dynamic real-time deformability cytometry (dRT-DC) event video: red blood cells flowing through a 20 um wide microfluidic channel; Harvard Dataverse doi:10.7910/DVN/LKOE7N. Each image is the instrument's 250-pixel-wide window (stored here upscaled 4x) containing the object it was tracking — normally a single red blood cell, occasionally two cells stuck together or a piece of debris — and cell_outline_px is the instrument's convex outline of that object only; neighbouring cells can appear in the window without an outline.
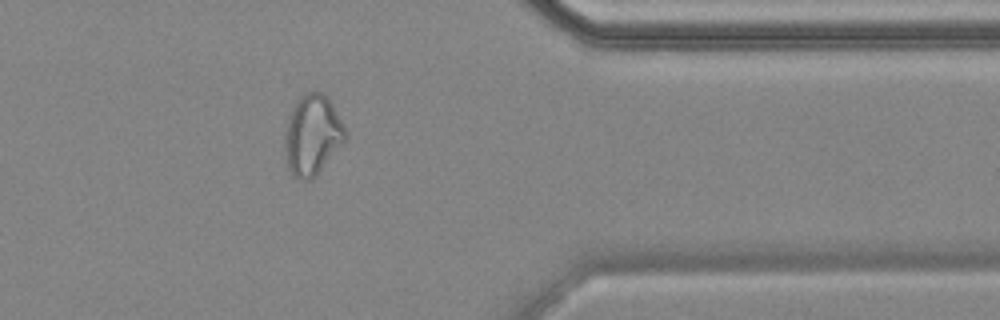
{"species": "common noctule bat (a hibernating species)", "species_latin": "Nyctalus noctula", "temperature_condition": "cold", "stored_images_in_passage": 13, "camera_frame_rate_fps": 3000, "um_per_image_px": 0.085, "animal": {"sex": "female", "body_mass_g": 18.4}, "frame": {"image": 1, "passage_image": 11, "time_ms": 13.0, "image_size_px": [1000, 320], "cell_outline_px": [[348, 136], [312, 180], [300, 180], [292, 176], [288, 168], [284, 152], [284, 136], [288, 116], [292, 108], [300, 96], [308, 92], [320, 92], [332, 104], [344, 124]], "centroid_in_image_um": [26.52, 11.5], "position_along_channel_um": 384.9, "area_um2": 28.26}, "authors_computed_cell_mechanics": {"area_um2": 26.7036, "velocity_mm_per_s": 3.552, "shape_relaxation_time_tau1_ms": null, "shape_relaxation_time_tau2_ms": 1.8021, "deformation_change_tau1": null, "deformation_change_tau2": 0.0594}}